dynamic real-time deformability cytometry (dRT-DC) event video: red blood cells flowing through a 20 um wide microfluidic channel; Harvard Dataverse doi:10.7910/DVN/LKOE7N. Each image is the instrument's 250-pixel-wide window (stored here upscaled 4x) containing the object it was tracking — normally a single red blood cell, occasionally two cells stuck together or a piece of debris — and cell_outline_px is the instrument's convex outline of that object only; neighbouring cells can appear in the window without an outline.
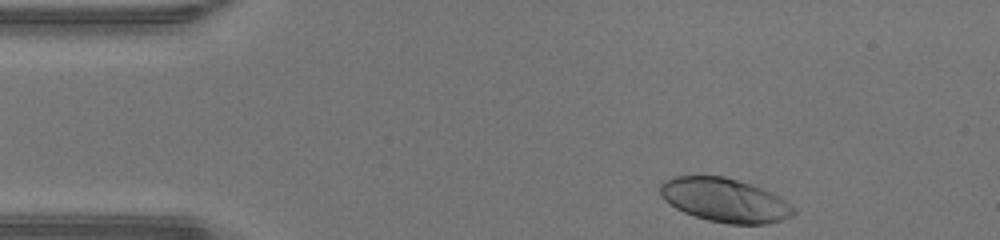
{"species": "human", "species_latin": "Homo sapiens", "temperature_condition": "warm", "stored_images_in_passage": 33, "camera_frame_rate_fps": 3000, "um_per_image_px": 0.085, "donor": {"sex": "male"}, "frame": {"image": 1, "passage_image": 1, "time_ms": 0.0, "image_size_px": [1000, 240], "cell_outline_px": [[796, 212], [792, 216], [768, 224], [728, 224], [708, 220], [684, 212], [676, 208], [664, 200], [660, 196], [660, 184], [664, 180], [676, 176], [724, 176], [772, 192], [792, 204], [796, 208]], "centroid_in_image_um": [61.62, 17.02], "position_along_channel_um": 23.4, "area_um2": 34.04}}
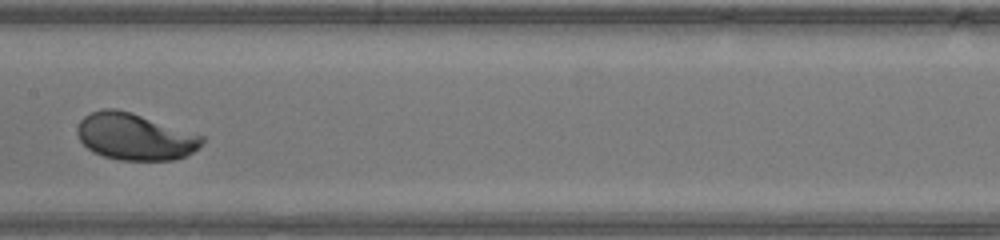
{"frame": {"image": 2, "passage_image": 18, "time_ms": 5.667, "image_size_px": [1000, 240], "cell_outline_px": [[204, 140], [192, 152], [184, 156], [172, 160], [120, 160], [104, 156], [92, 152], [80, 140], [76, 132], [76, 128], [80, 120], [84, 116], [92, 112], [104, 108], [116, 108], [204, 136]], "centroid_in_image_um": [11.41, 11.62], "position_along_channel_um": 196.0, "area_um2": 33.52}}
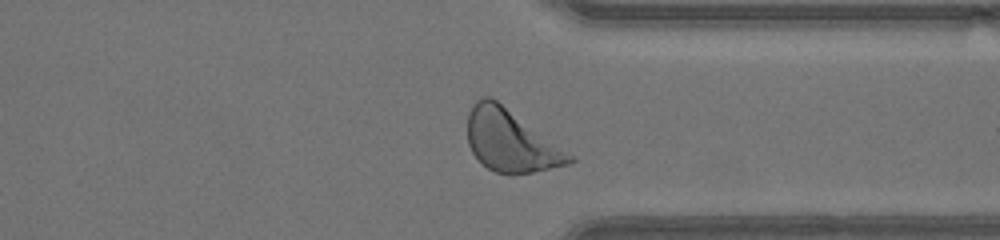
{"frame": {"image": 3, "passage_image": 30, "time_ms": 9.667, "image_size_px": [1000, 240], "cell_outline_px": [[576, 160], [572, 164], [532, 172], [496, 172], [488, 168], [472, 152], [468, 144], [468, 112], [472, 104], [480, 96], [492, 96], [576, 156]], "centroid_in_image_um": [43.45, 11.92], "position_along_channel_um": 368.0, "area_um2": 36.88}, "authors_computed_cell_mechanics": {"area_um2": 33.6396, "velocity_mm_per_s": 4.3578, "shape_relaxation_time_tau1_ms": 1.4386, "shape_relaxation_time_tau2_ms": null, "deformation_change_tau1": 0.151, "deformation_change_tau2": null}}